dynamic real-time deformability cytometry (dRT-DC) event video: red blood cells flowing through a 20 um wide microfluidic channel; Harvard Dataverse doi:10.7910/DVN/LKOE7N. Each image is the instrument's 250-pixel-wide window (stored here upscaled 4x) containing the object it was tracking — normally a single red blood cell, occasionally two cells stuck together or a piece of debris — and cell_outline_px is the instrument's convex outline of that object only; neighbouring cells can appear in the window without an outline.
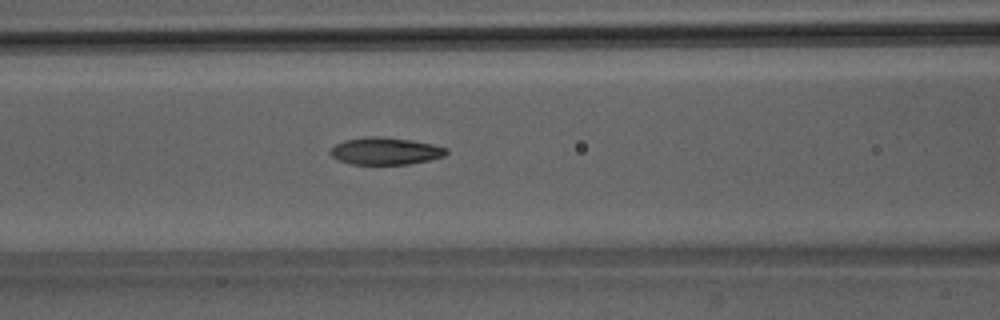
{"species": "Egyptian fruit bat (a non-hibernating species)", "species_latin": "Rousettus aegyptiacus", "temperature_condition": "room temperature", "stored_images_in_passage": 41, "camera_frame_rate_fps": 3000, "um_per_image_px": 0.085, "animal": {"sex": "male"}, "frame": {"image": 1, "passage_image": 12, "time_ms": 3.667, "image_size_px": [1000, 320], "cell_outline_px": [[448, 152], [444, 156], [428, 160], [408, 164], [352, 164], [336, 160], [328, 152], [336, 144], [344, 140], [368, 136], [376, 136], [412, 140], [432, 144], [448, 148]], "centroid_in_image_um": [32.74, 12.84], "position_along_channel_um": 133.9, "area_um2": 18.38}}
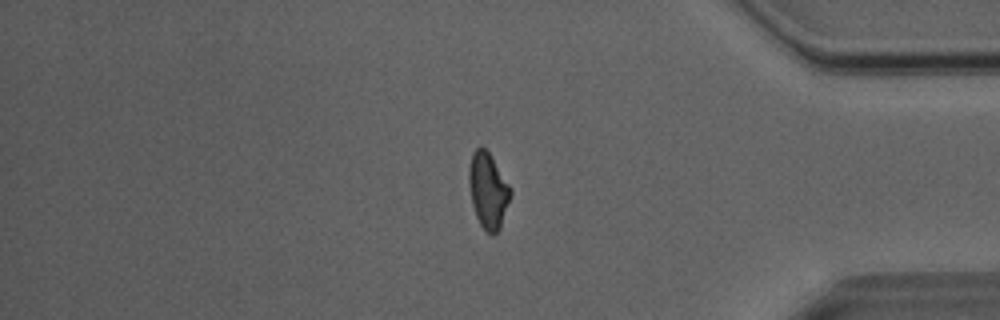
{"frame": {"image": 2, "passage_image": 33, "time_ms": 10.667, "image_size_px": [1000, 320], "cell_outline_px": [[512, 192], [500, 228], [492, 236], [484, 232], [476, 216], [472, 204], [468, 180], [468, 172], [472, 152], [480, 144], [488, 152], [512, 188]], "centroid_in_image_um": [41.48, 16.2], "position_along_channel_um": 393.7, "area_um2": 18.44}}
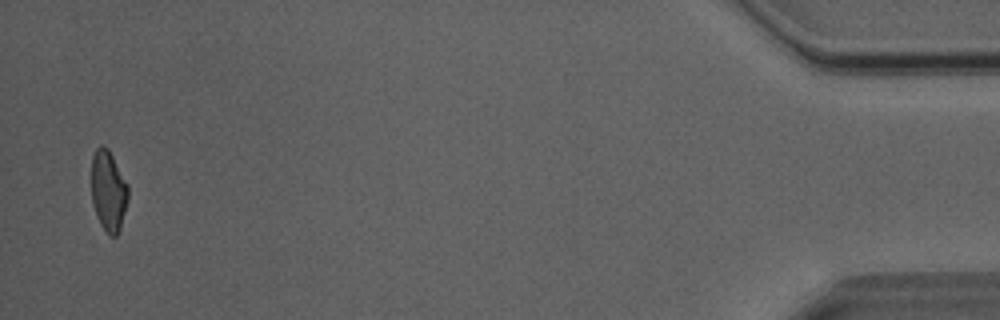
{"frame": {"image": 3, "passage_image": 40, "time_ms": 13.0, "image_size_px": [1000, 320], "cell_outline_px": [[128, 200], [120, 228], [116, 236], [112, 236], [100, 224], [92, 200], [92, 156], [96, 148], [100, 144], [104, 144], [108, 148], [128, 184]], "centroid_in_image_um": [9.22, 16.16], "position_along_channel_um": 426.0, "area_um2": 17.11}, "authors_computed_cell_mechanics": {"area_um2": 18.3226, "velocity_mm_per_s": 4.0803, "shape_relaxation_time_tau1_ms": 6.8931, "shape_relaxation_time_tau2_ms": 1.4808, "deformation_change_tau1": 0.2092, "deformation_change_tau2": 0.0831}}